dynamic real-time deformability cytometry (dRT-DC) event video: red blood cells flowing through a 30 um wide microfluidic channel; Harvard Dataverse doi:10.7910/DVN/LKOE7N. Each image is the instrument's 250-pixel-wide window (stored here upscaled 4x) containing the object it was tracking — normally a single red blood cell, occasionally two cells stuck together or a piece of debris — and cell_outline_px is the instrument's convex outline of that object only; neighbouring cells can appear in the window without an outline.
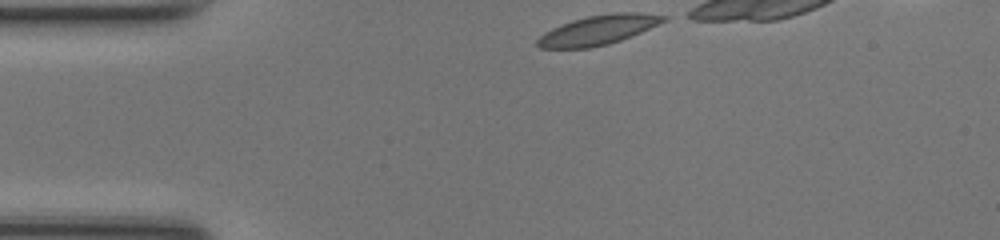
{"species": "common noctule bat (a hibernating species)", "species_latin": "Nyctalus noctula", "temperature_condition": "room temperature", "stored_images_in_passage": 24, "camera_frame_rate_fps": 3000, "um_per_image_px": 0.085, "animal": {"sex": "female", "body_mass_g": 17.0, "forearm_length_mm": 48.0}, "frame": {"image": 1, "passage_image": 1, "time_ms": 0.0, "image_size_px": [1000, 240], "cell_outline_px": [[668, 20], [640, 32], [620, 40], [608, 44], [588, 48], [540, 48], [536, 44], [536, 40], [544, 32], [560, 24], [572, 20], [588, 16], [616, 12], [640, 12], [668, 16]], "centroid_in_image_um": [50.84, 2.54], "position_along_channel_um": 34.2, "area_um2": 21.68}}
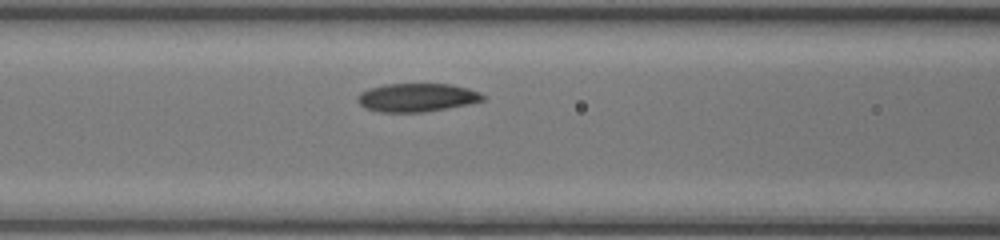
{"frame": {"image": 2, "passage_image": 11, "time_ms": 3.333, "image_size_px": [1000, 240], "cell_outline_px": [[484, 100], [424, 112], [380, 112], [364, 108], [356, 100], [356, 96], [360, 92], [368, 88], [384, 84], [452, 84], [468, 88], [480, 92], [484, 96]], "centroid_in_image_um": [35.36, 8.28], "position_along_channel_um": 131.2, "area_um2": 20.69}}
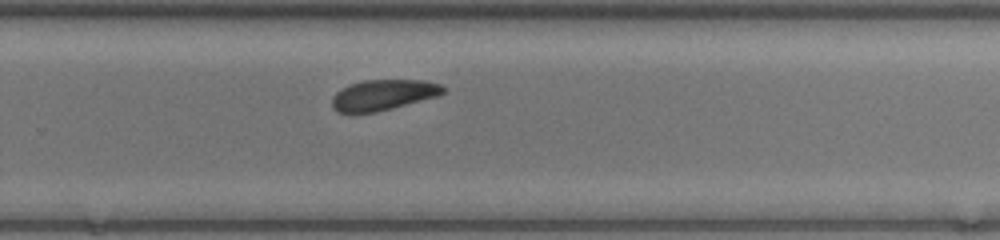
{"frame": {"image": 3, "passage_image": 23, "time_ms": 7.333, "image_size_px": [1000, 240], "cell_outline_px": [[448, 88], [444, 92], [436, 96], [392, 108], [376, 112], [336, 112], [332, 108], [332, 96], [340, 88], [348, 84], [364, 80], [424, 80], [440, 84]], "centroid_in_image_um": [32.55, 8.05], "position_along_channel_um": 297.3, "area_um2": 19.83}}